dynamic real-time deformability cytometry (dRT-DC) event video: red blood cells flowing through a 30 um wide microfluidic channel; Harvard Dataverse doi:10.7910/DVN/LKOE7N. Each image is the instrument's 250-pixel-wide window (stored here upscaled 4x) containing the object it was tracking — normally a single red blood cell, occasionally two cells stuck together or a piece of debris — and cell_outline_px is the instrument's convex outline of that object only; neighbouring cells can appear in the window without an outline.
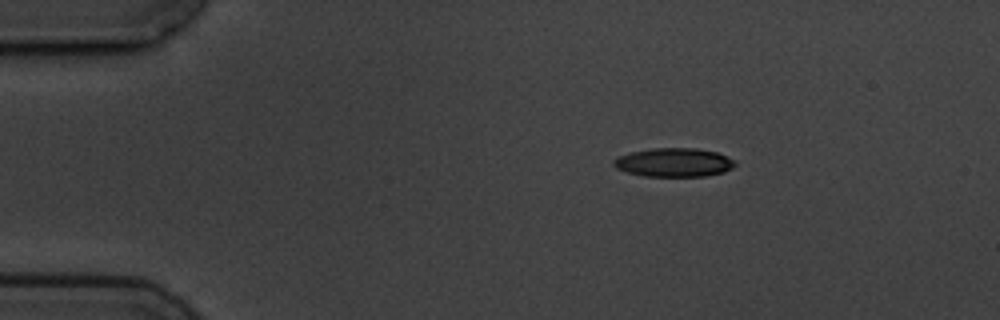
{"species": "common noctule bat (a hibernating species)", "species_latin": "Nyctalus noctula", "temperature_condition": "cold", "stored_images_in_passage": 4, "camera_frame_rate_fps": 3000, "um_per_image_px": 0.085, "animal": {"sex": "male", "body_mass_g": 19.5, "forearm_length_mm": 54.6}, "frame": {"image": 1, "passage_image": 4, "time_ms": 4.333, "image_size_px": [1000, 320], "cell_outline_px": [[736, 164], [732, 168], [724, 172], [704, 176], [644, 176], [628, 172], [616, 168], [612, 164], [612, 160], [620, 156], [632, 152], [652, 148], [696, 148], [716, 152], [736, 160]], "centroid_in_image_um": [57.3, 13.8], "position_along_channel_um": 27.7, "area_um2": 20.29}}